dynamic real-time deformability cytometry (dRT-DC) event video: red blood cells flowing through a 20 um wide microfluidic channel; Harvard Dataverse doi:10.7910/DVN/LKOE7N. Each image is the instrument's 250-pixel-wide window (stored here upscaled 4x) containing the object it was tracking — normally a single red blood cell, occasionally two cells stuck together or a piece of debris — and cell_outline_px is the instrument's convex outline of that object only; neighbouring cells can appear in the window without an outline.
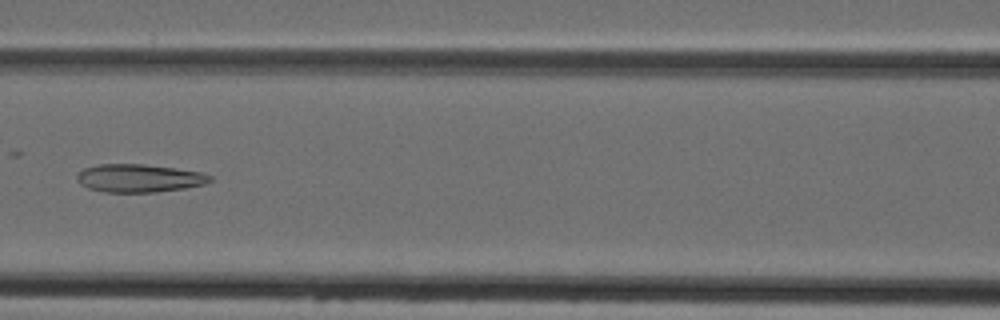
{"species": "Egyptian fruit bat (a non-hibernating species)", "species_latin": "Rousettus aegyptiacus", "temperature_condition": "cold", "stored_images_in_passage": 6, "camera_frame_rate_fps": 3000, "um_per_image_px": 0.085, "animal": {"sex": "female"}, "frame": {"image": 1, "passage_image": 6, "time_ms": 5.667, "image_size_px": [1000, 320], "cell_outline_px": [[212, 180], [204, 184], [184, 188], [156, 192], [104, 192], [88, 188], [80, 184], [76, 180], [76, 176], [84, 168], [100, 164], [144, 164], [200, 172], [212, 176]], "centroid_in_image_um": [11.79, 15.15], "position_along_channel_um": 154.8, "area_um2": 21.62}}